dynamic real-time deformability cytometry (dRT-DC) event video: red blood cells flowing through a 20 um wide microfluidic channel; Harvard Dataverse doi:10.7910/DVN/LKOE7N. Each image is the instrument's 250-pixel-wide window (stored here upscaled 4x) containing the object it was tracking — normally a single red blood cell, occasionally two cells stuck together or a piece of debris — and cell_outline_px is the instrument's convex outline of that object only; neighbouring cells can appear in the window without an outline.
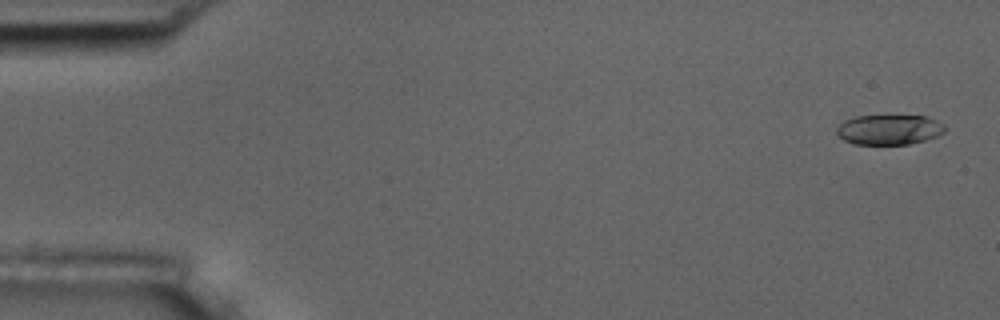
{"species": "common noctule bat (a hibernating species)", "species_latin": "Nyctalus noctula", "temperature_condition": "room temperature", "stored_images_in_passage": 55, "camera_frame_rate_fps": 3000, "um_per_image_px": 0.085, "animal": {"sex": "male", "body_mass_g": 17.5, "forearm_length_mm": 52.3}, "frame": {"image": 1, "passage_image": 2, "time_ms": 0.333, "image_size_px": [1000, 320], "cell_outline_px": [[948, 128], [944, 132], [936, 136], [924, 140], [908, 144], [856, 144], [844, 140], [836, 132], [836, 128], [844, 120], [856, 116], [928, 116], [944, 124]], "centroid_in_image_um": [75.6, 11.01], "position_along_channel_um": 9.4, "area_um2": 18.9}}
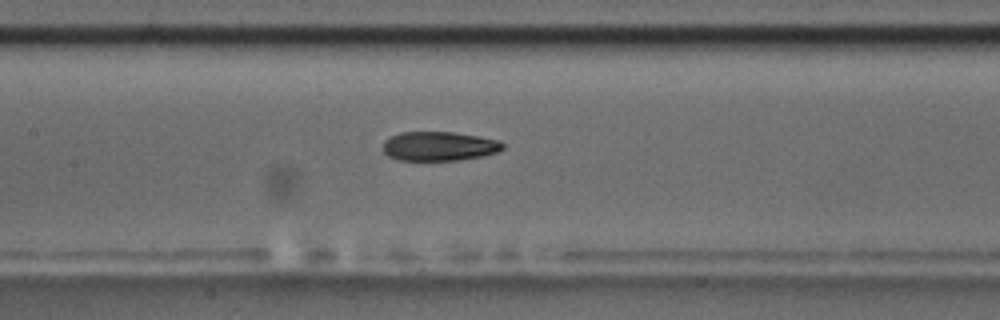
{"frame": {"image": 2, "passage_image": 26, "time_ms": 8.333, "image_size_px": [1000, 320], "cell_outline_px": [[504, 148], [496, 152], [484, 156], [460, 160], [396, 160], [388, 156], [384, 152], [384, 140], [388, 136], [400, 132], [456, 132], [500, 140], [504, 144]], "centroid_in_image_um": [37.32, 12.42], "position_along_channel_um": 170.1, "area_um2": 20.63}}
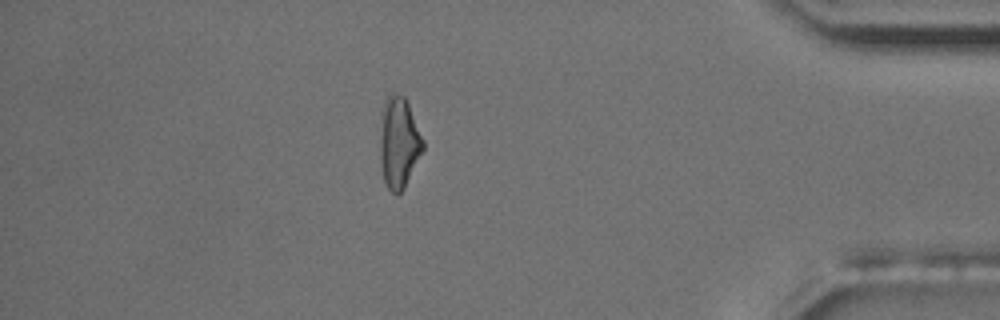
{"frame": {"image": 3, "passage_image": 48, "time_ms": 15.667, "image_size_px": [1000, 320], "cell_outline_px": [[424, 148], [404, 188], [396, 196], [388, 188], [384, 180], [380, 164], [380, 112], [384, 100], [388, 92], [392, 92], [404, 96], [408, 104], [424, 140]], "centroid_in_image_um": [33.87, 12.08], "position_along_channel_um": 401.3, "area_um2": 23.12}, "authors_computed_cell_mechanics": {"area_um2": 21.097, "velocity_mm_per_s": 3.6882, "shape_relaxation_time_tau1_ms": 4.8367, "shape_relaxation_time_tau2_ms": 3.4015, "deformation_change_tau1": 0.1872, "deformation_change_tau2": 0.115}}